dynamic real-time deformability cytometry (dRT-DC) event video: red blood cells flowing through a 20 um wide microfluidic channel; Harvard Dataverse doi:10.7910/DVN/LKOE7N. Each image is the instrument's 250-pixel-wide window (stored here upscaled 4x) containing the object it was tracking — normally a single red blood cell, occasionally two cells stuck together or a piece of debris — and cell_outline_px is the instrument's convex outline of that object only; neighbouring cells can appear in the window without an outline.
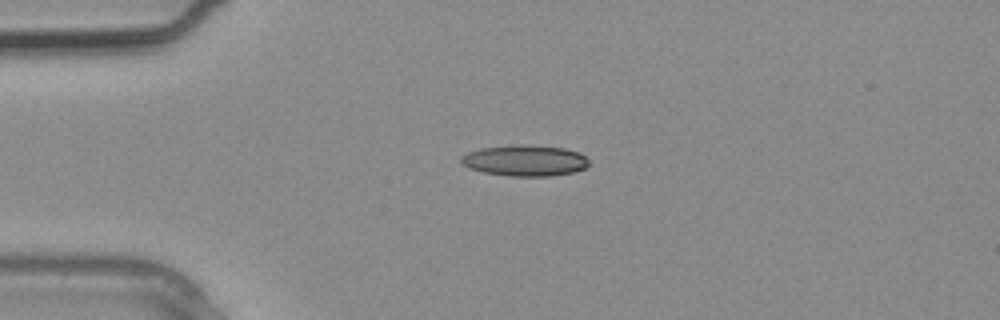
{"species": "common noctule bat (a hibernating species)", "species_latin": "Nyctalus noctula", "temperature_condition": "warm", "stored_images_in_passage": 1, "camera_frame_rate_fps": 3000, "um_per_image_px": 0.085, "animal": {"sex": "male", "body_mass_g": 20.4}, "frame": {"image": 1, "passage_image": 1, "time_ms": 0.0, "image_size_px": [1000, 320], "cell_outline_px": [[588, 168], [572, 172], [552, 176], [508, 176], [484, 172], [468, 168], [460, 164], [460, 156], [468, 152], [484, 148], [564, 148], [580, 152], [588, 160]], "centroid_in_image_um": [44.62, 13.72], "position_along_channel_um": 40.4, "area_um2": 22.02}}